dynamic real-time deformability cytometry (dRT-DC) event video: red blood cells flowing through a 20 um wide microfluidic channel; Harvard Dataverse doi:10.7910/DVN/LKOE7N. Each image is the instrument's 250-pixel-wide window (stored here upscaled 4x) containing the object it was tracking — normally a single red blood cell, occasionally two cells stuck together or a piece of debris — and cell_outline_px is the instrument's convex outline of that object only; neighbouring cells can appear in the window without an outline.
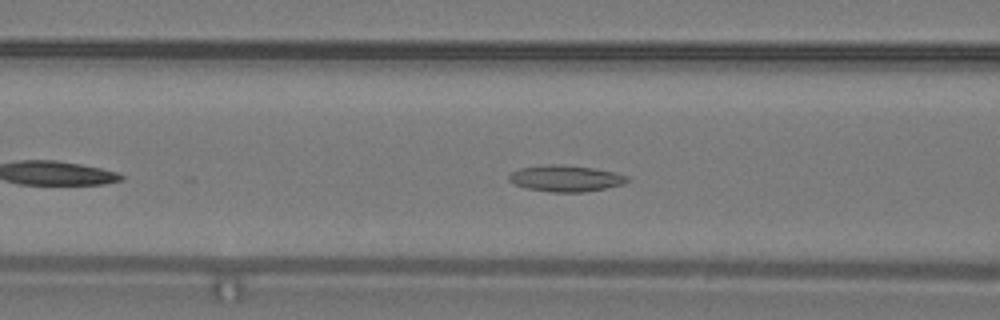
{"species": "common noctule bat (a hibernating species)", "species_latin": "Nyctalus noctula", "temperature_condition": "warm", "stored_images_in_passage": 32, "camera_frame_rate_fps": 3000, "um_per_image_px": 0.085, "animal": {"sex": "male", "body_mass_g": 19.2, "forearm_length_mm": 51.8}, "frame": {"image": 1, "passage_image": 10, "time_ms": 3.0, "image_size_px": [1000, 320], "cell_outline_px": [[632, 180], [624, 184], [584, 192], [552, 192], [528, 188], [516, 184], [508, 180], [508, 176], [512, 172], [520, 168], [552, 164], [556, 164], [592, 168], [616, 172], [628, 176]], "centroid_in_image_um": [48.13, 15.16], "position_along_channel_um": 118.5, "area_um2": 17.98}}
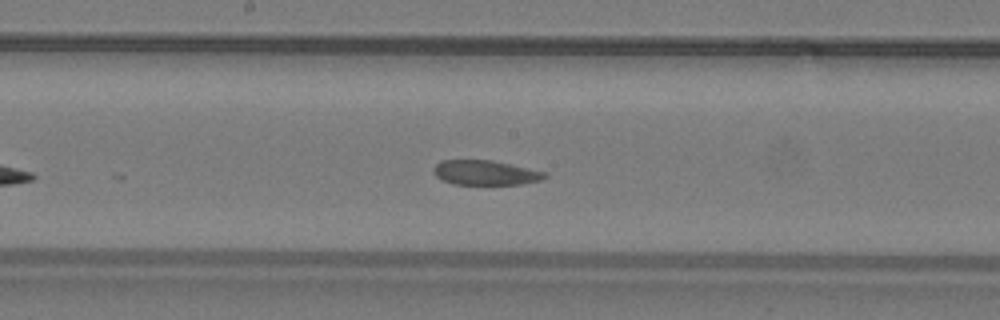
{"frame": {"image": 2, "passage_image": 17, "time_ms": 5.333, "image_size_px": [1000, 320], "cell_outline_px": [[548, 176], [540, 180], [520, 184], [452, 184], [436, 176], [432, 172], [432, 168], [440, 160], [492, 160], [544, 172]], "centroid_in_image_um": [41.19, 14.67], "position_along_channel_um": 207.0, "area_um2": 15.84}}
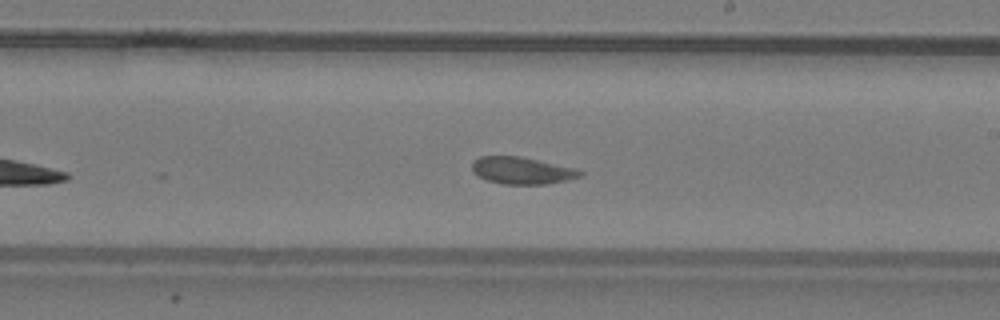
{"frame": {"image": 3, "passage_image": 20, "time_ms": 6.333, "image_size_px": [1000, 320], "cell_outline_px": [[584, 176], [568, 180], [548, 184], [504, 184], [488, 180], [472, 172], [472, 160], [480, 156], [520, 156], [572, 168], [584, 172]], "centroid_in_image_um": [44.35, 14.5], "position_along_channel_um": 244.6, "area_um2": 16.94}, "authors_computed_cell_mechanics": {"area_um2": 17.7157, "velocity_mm_per_s": 3.7845, "shape_relaxation_time_tau1_ms": 10.9132, "shape_relaxation_time_tau2_ms": 4.0834, "deformation_change_tau1": 0.1628, "deformation_change_tau2": 0.0907}}